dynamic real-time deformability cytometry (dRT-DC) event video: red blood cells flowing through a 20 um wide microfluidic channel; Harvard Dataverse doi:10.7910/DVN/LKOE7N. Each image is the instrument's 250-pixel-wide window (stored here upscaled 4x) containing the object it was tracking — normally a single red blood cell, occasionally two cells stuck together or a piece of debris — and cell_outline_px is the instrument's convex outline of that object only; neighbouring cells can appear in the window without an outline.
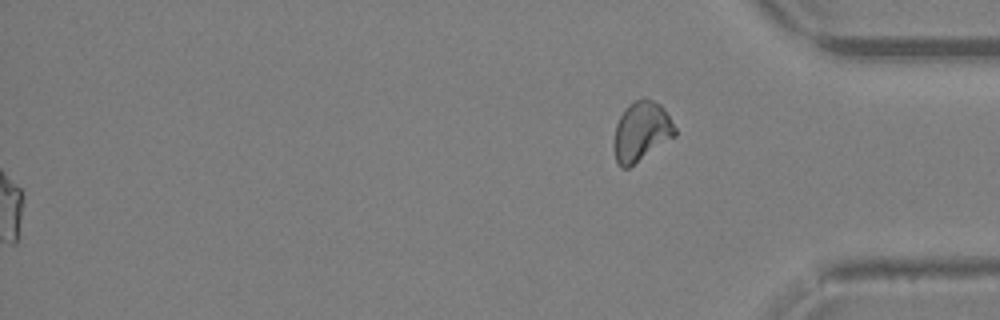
{"species": "Egyptian fruit bat (a non-hibernating species)", "species_latin": "Rousettus aegyptiacus", "temperature_condition": "warm", "stored_images_in_passage": 41, "segment_of_instrument_passage": [2, 2], "camera_frame_rate_fps": 3000, "um_per_image_px": 0.085, "animal": {"sex": "female"}, "frame": {"image": 1, "passage_image": 41, "time_ms": 13.333, "image_size_px": [1000, 320], "cell_outline_px": [[676, 136], [628, 168], [620, 168], [616, 164], [612, 148], [612, 144], [616, 124], [620, 116], [628, 104], [644, 96], [660, 104], [664, 108], [676, 128]], "centroid_in_image_um": [54.48, 11.19], "position_along_channel_um": 380.7, "area_um2": 21.62}}